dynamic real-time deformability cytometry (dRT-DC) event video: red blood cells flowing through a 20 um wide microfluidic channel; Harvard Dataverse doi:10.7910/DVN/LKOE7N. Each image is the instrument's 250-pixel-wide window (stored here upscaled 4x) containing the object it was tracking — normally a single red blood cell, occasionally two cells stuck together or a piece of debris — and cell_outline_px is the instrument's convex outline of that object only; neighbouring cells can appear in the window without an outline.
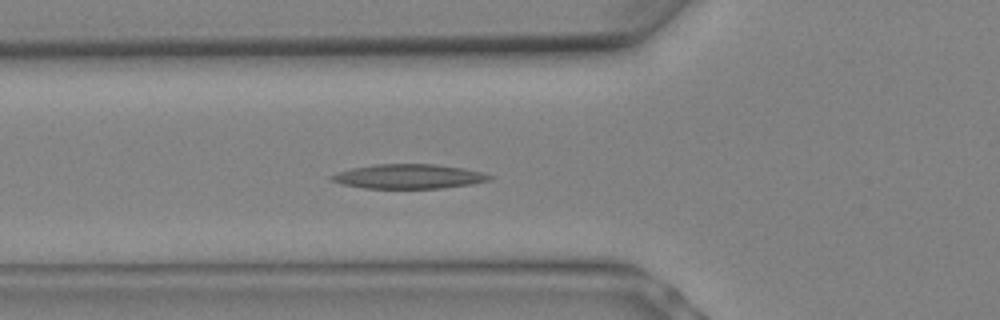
{"species": "Egyptian fruit bat (a non-hibernating species)", "species_latin": "Rousettus aegyptiacus", "temperature_condition": "warm", "stored_images_in_passage": 8, "camera_frame_rate_fps": 3000, "um_per_image_px": 0.085, "animal": {"sex": "female"}, "frame": {"image": 1, "passage_image": 8, "time_ms": 2.333, "image_size_px": [1000, 320], "cell_outline_px": [[492, 180], [472, 184], [440, 188], [364, 188], [344, 184], [332, 180], [328, 176], [336, 172], [352, 168], [376, 164], [436, 164], [464, 168], [480, 172], [492, 176]], "centroid_in_image_um": [34.74, 14.99], "position_along_channel_um": 91.1, "area_um2": 22.43}}